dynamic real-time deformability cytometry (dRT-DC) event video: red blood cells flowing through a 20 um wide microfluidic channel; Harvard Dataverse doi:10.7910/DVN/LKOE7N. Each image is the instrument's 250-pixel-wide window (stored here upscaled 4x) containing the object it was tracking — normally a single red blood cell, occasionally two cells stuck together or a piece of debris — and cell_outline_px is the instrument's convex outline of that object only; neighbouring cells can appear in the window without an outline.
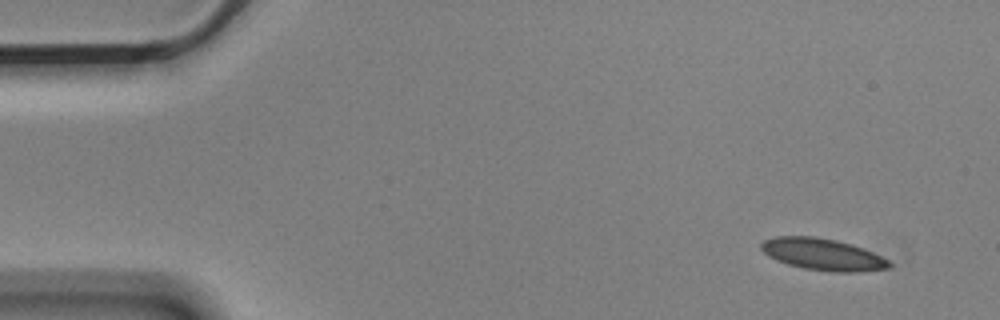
{"species": "Egyptian fruit bat (a non-hibernating species)", "species_latin": "Rousettus aegyptiacus", "temperature_condition": "cold", "stored_images_in_passage": 5, "camera_frame_rate_fps": 3000, "um_per_image_px": 0.085, "animal": {"sex": "male"}, "frame": {"image": 1, "passage_image": 1, "time_ms": 0.0, "image_size_px": [1000, 320], "cell_outline_px": [[892, 264], [888, 268], [860, 272], [832, 272], [804, 268], [788, 264], [776, 260], [768, 256], [760, 248], [760, 244], [764, 240], [776, 236], [816, 236], [836, 240], [852, 244], [864, 248], [888, 260]], "centroid_in_image_um": [69.92, 21.62], "position_along_channel_um": 15.1, "area_um2": 23.76}}
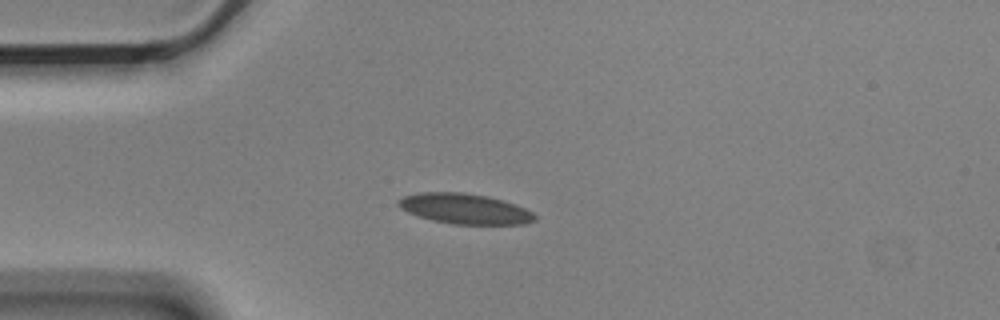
{"frame": {"image": 2, "passage_image": 4, "time_ms": 1.0, "image_size_px": [1000, 320], "cell_outline_px": [[536, 220], [524, 224], [452, 224], [432, 220], [408, 212], [400, 208], [396, 204], [396, 200], [404, 196], [416, 192], [464, 192], [488, 196], [504, 200], [524, 208], [532, 212], [536, 216]], "centroid_in_image_um": [39.48, 17.73], "position_along_channel_um": 45.5, "area_um2": 24.22}}